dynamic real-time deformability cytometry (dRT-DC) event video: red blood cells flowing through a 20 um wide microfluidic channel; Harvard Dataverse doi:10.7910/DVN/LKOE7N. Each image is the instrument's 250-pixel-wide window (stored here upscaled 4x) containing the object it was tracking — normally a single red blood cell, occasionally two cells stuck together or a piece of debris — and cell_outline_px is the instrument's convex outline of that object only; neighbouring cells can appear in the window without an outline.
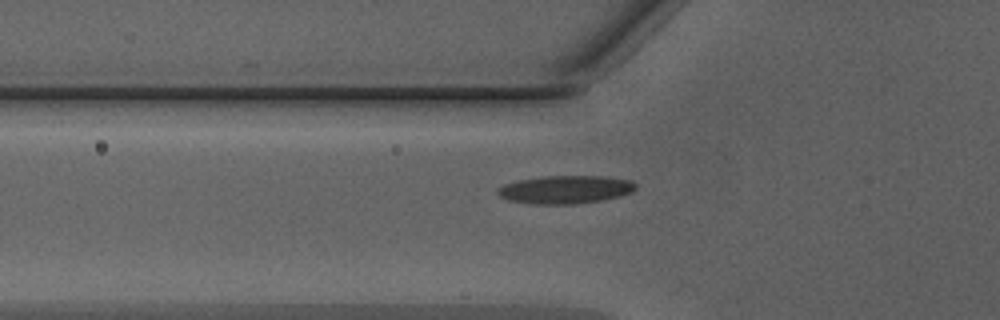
{"species": "Egyptian fruit bat (a non-hibernating species)", "species_latin": "Rousettus aegyptiacus", "temperature_condition": "warm", "stored_images_in_passage": 20, "camera_frame_rate_fps": 3000, "um_per_image_px": 0.085, "animal": {"sex": "male"}, "frame": {"image": 1, "passage_image": 4, "time_ms": 1.0, "image_size_px": [1000, 320], "cell_outline_px": [[636, 188], [632, 192], [620, 196], [600, 200], [576, 204], [536, 204], [508, 200], [500, 196], [496, 192], [496, 188], [504, 184], [516, 180], [544, 176], [604, 176], [632, 180], [636, 184]], "centroid_in_image_um": [48.04, 16.1], "position_along_channel_um": 77.8, "area_um2": 22.72}}
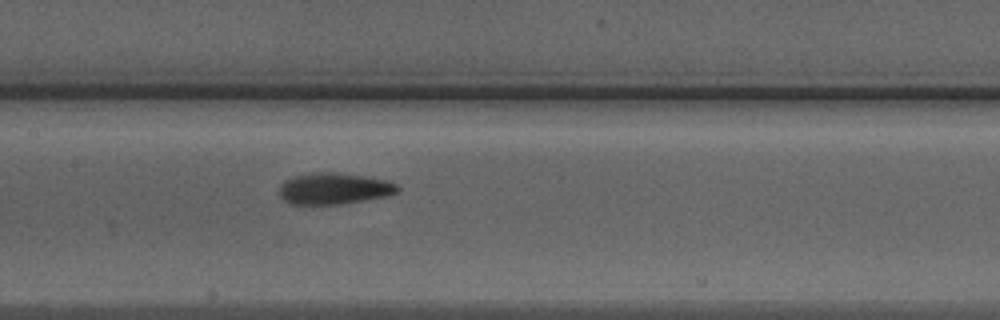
{"frame": {"image": 2, "passage_image": 11, "time_ms": 3.333, "image_size_px": [1000, 320], "cell_outline_px": [[400, 188], [396, 192], [384, 196], [364, 200], [340, 204], [292, 204], [284, 200], [280, 196], [280, 184], [296, 176], [328, 172], [332, 172], [388, 180], [396, 184]], "centroid_in_image_um": [28.4, 16.04], "position_along_channel_um": 179.0, "area_um2": 20.98}}
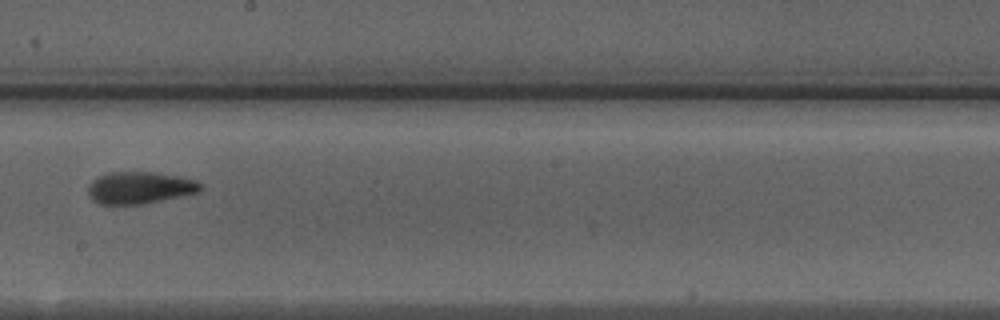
{"frame": {"image": 3, "passage_image": 15, "time_ms": 4.667, "image_size_px": [1000, 320], "cell_outline_px": [[204, 188], [200, 192], [144, 204], [100, 204], [92, 200], [88, 196], [88, 188], [92, 180], [108, 172], [152, 172], [180, 176], [196, 180]], "centroid_in_image_um": [11.89, 15.96], "position_along_channel_um": 236.3, "area_um2": 21.1}}